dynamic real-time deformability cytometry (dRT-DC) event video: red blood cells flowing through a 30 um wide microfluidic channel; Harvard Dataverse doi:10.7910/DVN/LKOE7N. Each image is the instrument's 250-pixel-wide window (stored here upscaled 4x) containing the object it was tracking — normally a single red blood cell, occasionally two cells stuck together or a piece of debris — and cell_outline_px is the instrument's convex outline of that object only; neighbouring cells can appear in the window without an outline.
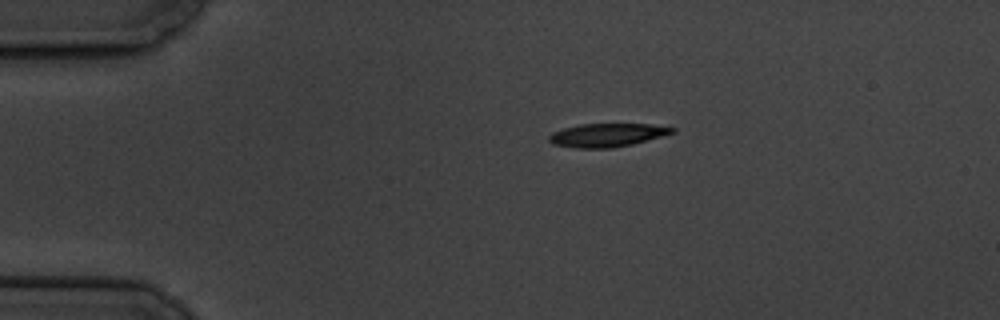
{"species": "common noctule bat (a hibernating species)", "species_latin": "Nyctalus noctula", "temperature_condition": "cold", "stored_images_in_passage": 3, "camera_frame_rate_fps": 3000, "um_per_image_px": 0.085, "animal": {"sex": "male", "body_mass_g": 19.5, "forearm_length_mm": 54.6}, "frame": {"image": 1, "passage_image": 1, "time_ms": 0.0, "image_size_px": [1000, 320], "cell_outline_px": [[676, 132], [632, 144], [612, 148], [576, 148], [552, 144], [548, 140], [548, 136], [552, 132], [564, 128], [580, 124], [652, 124], [676, 128]], "centroid_in_image_um": [51.59, 11.48], "position_along_channel_um": 33.4, "area_um2": 16.82}}
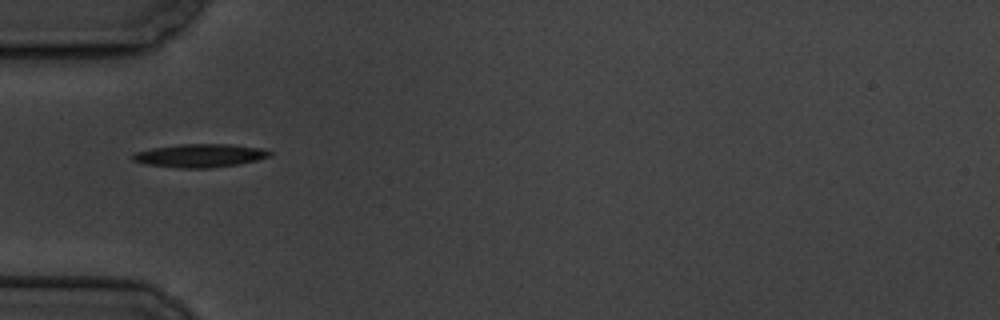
{"frame": {"image": 2, "passage_image": 3, "time_ms": 2.333, "image_size_px": [1000, 320], "cell_outline_px": [[272, 156], [240, 164], [208, 168], [180, 168], [148, 164], [132, 160], [132, 156], [136, 152], [152, 148], [180, 144], [232, 144], [260, 148], [272, 152]], "centroid_in_image_um": [17.03, 13.22], "position_along_channel_um": 68.0, "area_um2": 18.5}}